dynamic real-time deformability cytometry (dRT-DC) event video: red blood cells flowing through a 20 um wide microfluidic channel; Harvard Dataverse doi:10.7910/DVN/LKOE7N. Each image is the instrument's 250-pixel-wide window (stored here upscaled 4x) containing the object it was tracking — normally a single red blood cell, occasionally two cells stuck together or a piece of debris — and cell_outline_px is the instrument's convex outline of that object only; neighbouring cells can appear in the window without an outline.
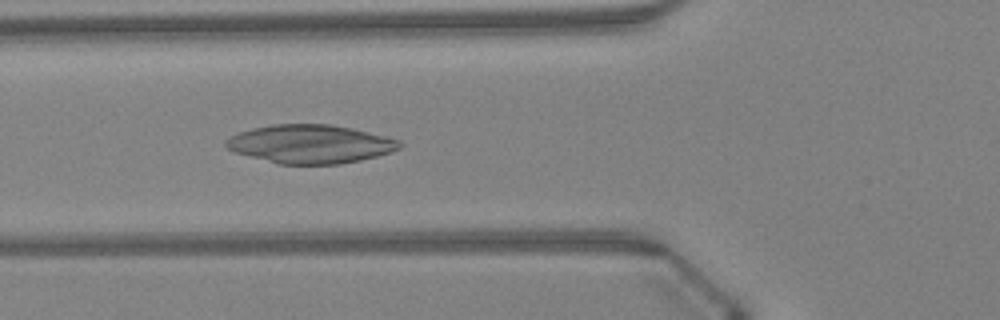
{"species": "Egyptian fruit bat (a non-hibernating species)", "species_latin": "Rousettus aegyptiacus", "temperature_condition": "warm", "stored_images_in_passage": 40, "camera_frame_rate_fps": 3000, "um_per_image_px": 0.085, "animal": {"sex": "female"}, "frame": {"image": 1, "passage_image": 15, "time_ms": 4.667, "image_size_px": [1000, 320], "cell_outline_px": [[404, 144], [400, 148], [392, 152], [360, 160], [340, 164], [276, 164], [236, 152], [228, 148], [224, 144], [224, 140], [228, 136], [236, 132], [252, 128], [272, 124], [332, 124], [352, 128], [388, 136], [400, 140]], "centroid_in_image_um": [26.38, 12.23], "position_along_channel_um": 99.4, "area_um2": 39.42}}
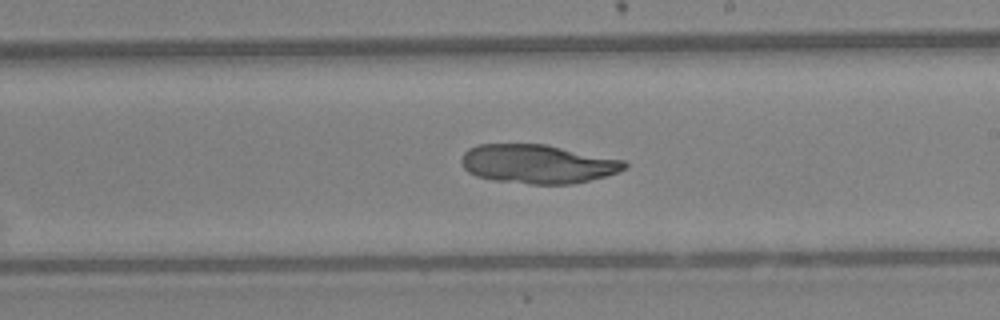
{"frame": {"image": 2, "passage_image": 25, "time_ms": 8.0, "image_size_px": [1000, 320], "cell_outline_px": [[628, 168], [620, 172], [572, 184], [532, 184], [492, 180], [476, 176], [468, 172], [464, 168], [460, 160], [464, 152], [468, 148], [476, 144], [544, 144], [624, 160], [628, 164]], "centroid_in_image_um": [45.68, 13.93], "position_along_channel_um": 243.3, "area_um2": 37.05}}
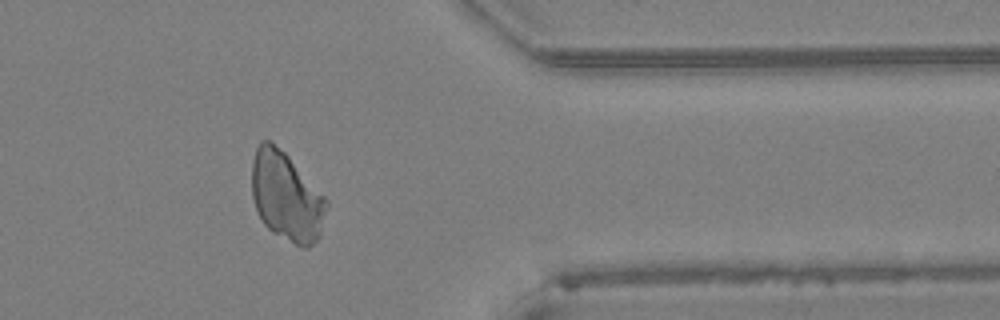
{"frame": {"image": 3, "passage_image": 36, "time_ms": 11.667, "image_size_px": [1000, 320], "cell_outline_px": [[328, 204], [320, 236], [308, 248], [300, 248], [272, 232], [264, 224], [256, 208], [252, 196], [252, 164], [256, 148], [260, 140], [272, 140], [288, 156], [328, 200]], "centroid_in_image_um": [24.35, 16.72], "position_along_channel_um": 387.1, "area_um2": 38.73}}